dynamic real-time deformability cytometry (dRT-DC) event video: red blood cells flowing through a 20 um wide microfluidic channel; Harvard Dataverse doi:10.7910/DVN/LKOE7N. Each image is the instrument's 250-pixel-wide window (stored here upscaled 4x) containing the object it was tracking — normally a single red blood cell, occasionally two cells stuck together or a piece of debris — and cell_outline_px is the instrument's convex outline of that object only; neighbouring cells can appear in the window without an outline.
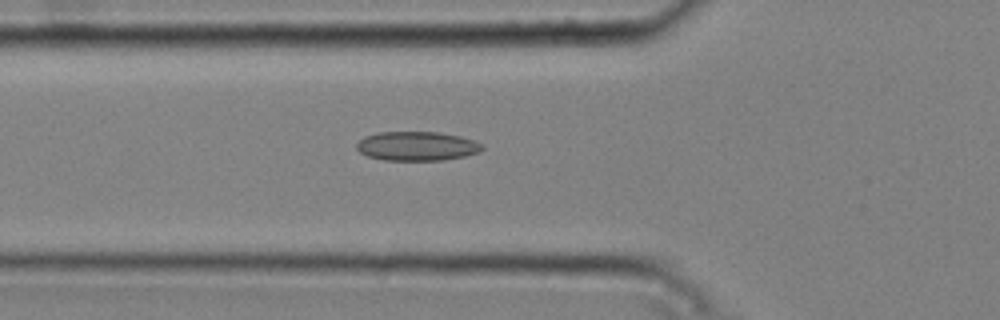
{"species": "common noctule bat (a hibernating species)", "species_latin": "Nyctalus noctula", "temperature_condition": "cold", "stored_images_in_passage": 49, "camera_frame_rate_fps": 3000, "um_per_image_px": 0.085, "animal": {"sex": "male", "body_mass_g": 20.4}, "frame": {"image": 1, "passage_image": 19, "time_ms": 6.0, "image_size_px": [1000, 320], "cell_outline_px": [[484, 148], [480, 152], [464, 156], [444, 160], [384, 160], [368, 156], [360, 152], [356, 148], [356, 144], [364, 136], [376, 132], [436, 132], [460, 136], [484, 144]], "centroid_in_image_um": [35.44, 12.42], "position_along_channel_um": 90.4, "area_um2": 21.39}}
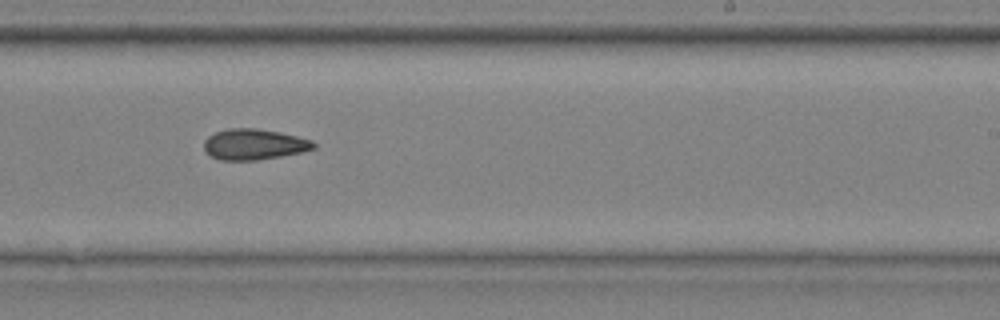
{"frame": {"image": 2, "passage_image": 33, "time_ms": 10.667, "image_size_px": [1000, 320], "cell_outline_px": [[316, 148], [304, 152], [256, 160], [220, 160], [204, 152], [204, 140], [208, 136], [216, 132], [228, 128], [256, 128], [280, 132], [312, 140], [316, 144]], "centroid_in_image_um": [21.6, 12.27], "position_along_channel_um": 267.4, "area_um2": 19.77}}
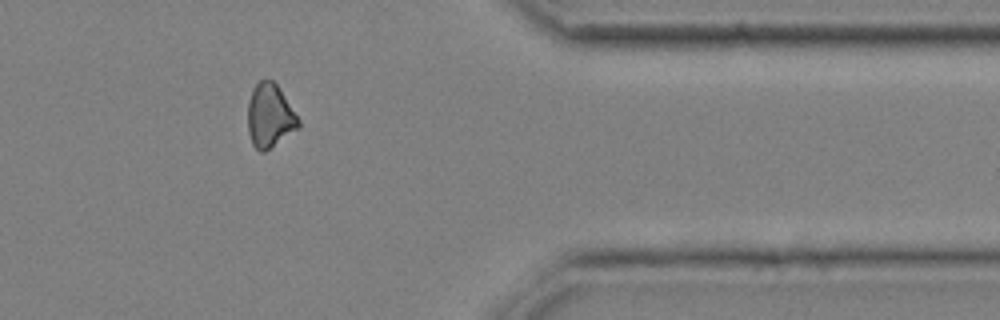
{"frame": {"image": 3, "passage_image": 44, "time_ms": 14.333, "image_size_px": [1000, 320], "cell_outline_px": [[300, 128], [264, 152], [260, 152], [252, 144], [248, 132], [248, 100], [252, 88], [260, 80], [272, 80], [276, 84], [300, 120]], "centroid_in_image_um": [22.92, 9.86], "position_along_channel_um": 388.5, "area_um2": 18.79}}